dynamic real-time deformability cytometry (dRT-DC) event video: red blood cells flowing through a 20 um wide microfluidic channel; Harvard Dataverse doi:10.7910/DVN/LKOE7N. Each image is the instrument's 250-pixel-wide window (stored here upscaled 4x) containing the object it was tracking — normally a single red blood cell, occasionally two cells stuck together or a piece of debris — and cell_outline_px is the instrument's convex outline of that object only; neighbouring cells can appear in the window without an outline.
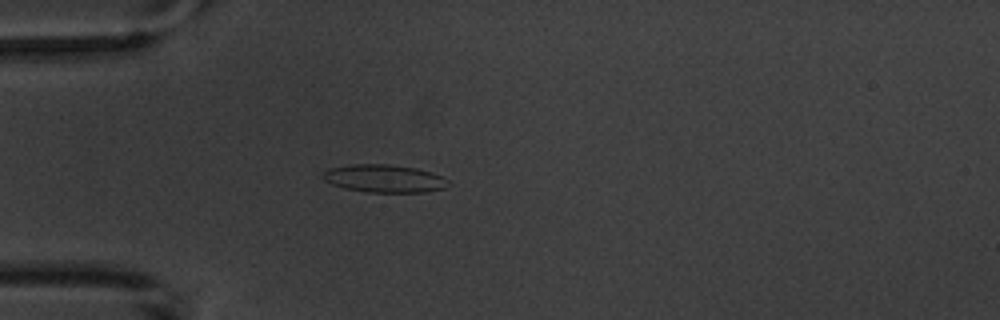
{"species": "common noctule bat (a hibernating species)", "species_latin": "Nyctalus noctula", "temperature_condition": "warm", "stored_images_in_passage": 6, "camera_frame_rate_fps": 3000, "um_per_image_px": 0.085, "animal": {"sex": "male", "body_mass_g": 20.1, "forearm_length_mm": 53.5}, "frame": {"image": 1, "passage_image": 5, "time_ms": 4.667, "image_size_px": [1000, 320], "cell_outline_px": [[452, 184], [444, 188], [424, 192], [364, 192], [344, 188], [332, 184], [324, 180], [324, 172], [328, 168], [352, 164], [388, 164], [416, 168], [440, 176], [448, 180]], "centroid_in_image_um": [32.65, 15.18], "position_along_channel_um": 52.3, "area_um2": 20.23}}